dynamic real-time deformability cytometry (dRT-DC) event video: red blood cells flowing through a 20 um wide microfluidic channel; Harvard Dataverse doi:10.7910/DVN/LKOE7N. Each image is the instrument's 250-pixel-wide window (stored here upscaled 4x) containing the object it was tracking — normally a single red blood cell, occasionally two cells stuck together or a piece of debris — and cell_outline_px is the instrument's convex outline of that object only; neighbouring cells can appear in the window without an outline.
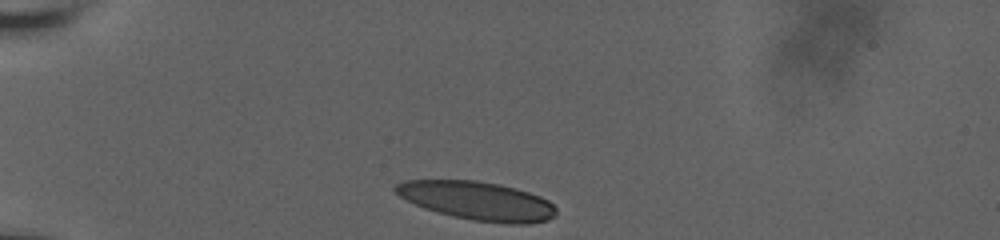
{"species": "human", "species_latin": "Homo sapiens", "temperature_condition": "room temperature", "stored_images_in_passage": 41, "camera_frame_rate_fps": 3000, "um_per_image_px": 0.085, "donor": {"sex": "male"}, "frame": {"image": 1, "passage_image": 1, "time_ms": 0.0, "image_size_px": [1000, 240], "cell_outline_px": [[556, 216], [548, 220], [532, 224], [508, 224], [472, 220], [452, 216], [424, 208], [400, 196], [392, 188], [396, 184], [404, 180], [476, 180], [500, 184], [516, 188], [540, 196], [548, 200], [556, 208]], "centroid_in_image_um": [40.61, 17.07], "position_along_channel_um": 44.4, "area_um2": 36.24}}
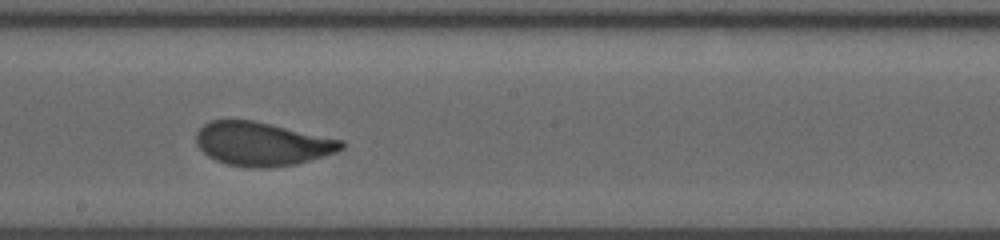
{"frame": {"image": 2, "passage_image": 27, "time_ms": 6.0, "image_size_px": [1000, 240], "cell_outline_px": [[344, 148], [336, 152], [296, 164], [268, 168], [248, 168], [228, 164], [216, 160], [208, 156], [196, 144], [196, 132], [204, 124], [212, 120], [252, 120], [344, 140]], "centroid_in_image_um": [22.27, 12.23], "position_along_channel_um": 225.9, "area_um2": 36.82}}
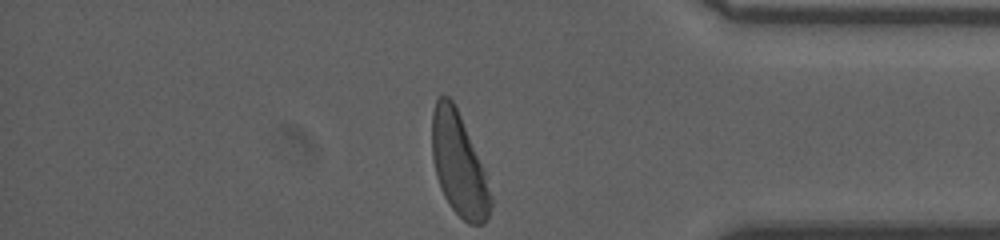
{"frame": {"image": 3, "passage_image": 41, "time_ms": 11.0, "image_size_px": [1000, 240], "cell_outline_px": [[492, 208], [484, 224], [468, 224], [452, 208], [444, 196], [440, 188], [436, 176], [432, 160], [432, 112], [436, 100], [440, 96], [448, 96], [452, 100], [460, 116], [484, 168], [492, 196]], "centroid_in_image_um": [39.0, 14.01], "position_along_channel_um": 396.2, "area_um2": 35.03}, "authors_computed_cell_mechanics": {"area_um2": 37.2232, "velocity_mm_per_s": 3.7642, "shape_relaxation_time_tau1_ms": 3.6092, "shape_relaxation_time_tau2_ms": null, "deformation_change_tau1": 0.1543, "deformation_change_tau2": null}}